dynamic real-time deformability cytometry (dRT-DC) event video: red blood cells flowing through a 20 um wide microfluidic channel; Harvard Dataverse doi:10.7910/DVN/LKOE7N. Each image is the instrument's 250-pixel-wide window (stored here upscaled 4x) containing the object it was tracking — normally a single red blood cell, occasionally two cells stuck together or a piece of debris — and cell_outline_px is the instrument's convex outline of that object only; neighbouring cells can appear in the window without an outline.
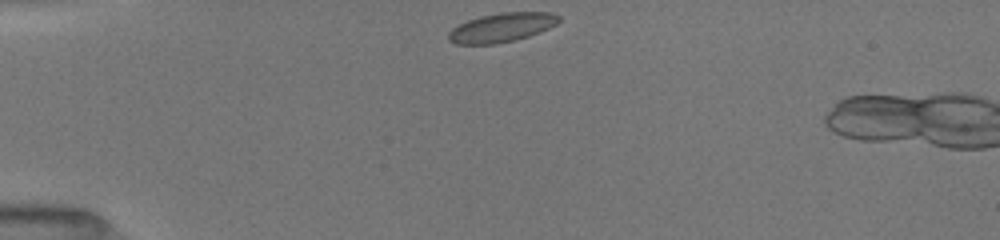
{"species": "common noctule bat (a hibernating species)", "species_latin": "Nyctalus noctula", "temperature_condition": "room temperature", "stored_images_in_passage": 39, "camera_frame_rate_fps": 3000, "um_per_image_px": 0.085, "animal": {"sex": "female", "body_mass_g": 19.5, "forearm_length_mm": 54.1}, "frame": {"image": 1, "passage_image": 1, "time_ms": 0.0, "image_size_px": [1000, 240], "cell_outline_px": [[560, 20], [556, 24], [540, 32], [516, 40], [496, 44], [456, 44], [448, 40], [448, 32], [452, 28], [468, 20], [480, 16], [500, 12], [552, 12], [560, 16]], "centroid_in_image_um": [42.64, 2.34], "position_along_channel_um": 42.4, "area_um2": 18.79}}
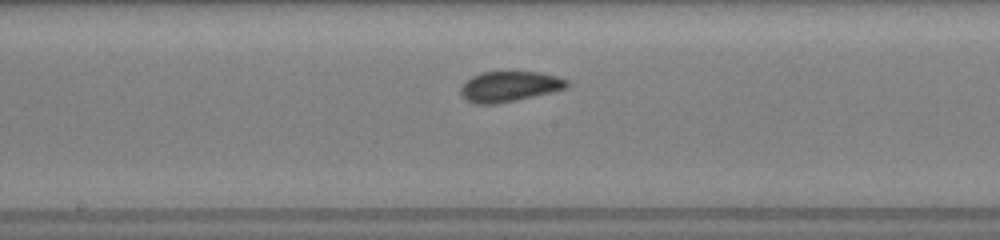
{"frame": {"image": 2, "passage_image": 16, "time_ms": 5.0, "image_size_px": [1000, 240], "cell_outline_px": [[568, 88], [552, 92], [516, 100], [496, 104], [476, 104], [460, 96], [460, 88], [472, 76], [484, 72], [540, 72], [556, 76], [568, 80]], "centroid_in_image_um": [43.31, 7.36], "position_along_channel_um": 204.9, "area_um2": 18.73}}
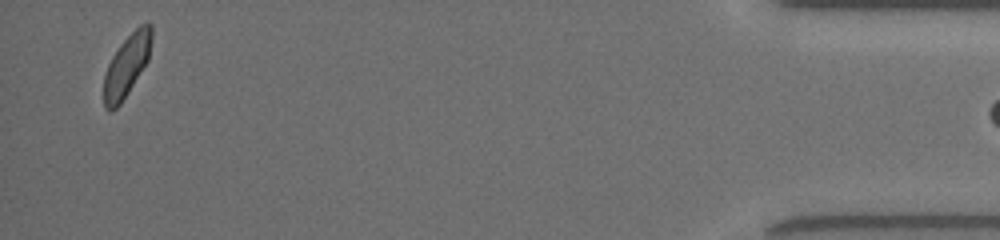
{"frame": {"image": 3, "passage_image": 38, "time_ms": 12.333, "image_size_px": [1000, 240], "cell_outline_px": [[152, 36], [148, 60], [120, 104], [112, 112], [108, 112], [104, 108], [104, 76], [108, 64], [112, 56], [120, 44], [140, 24], [148, 20], [152, 24]], "centroid_in_image_um": [10.77, 5.55], "position_along_channel_um": 424.4, "area_um2": 17.17}}